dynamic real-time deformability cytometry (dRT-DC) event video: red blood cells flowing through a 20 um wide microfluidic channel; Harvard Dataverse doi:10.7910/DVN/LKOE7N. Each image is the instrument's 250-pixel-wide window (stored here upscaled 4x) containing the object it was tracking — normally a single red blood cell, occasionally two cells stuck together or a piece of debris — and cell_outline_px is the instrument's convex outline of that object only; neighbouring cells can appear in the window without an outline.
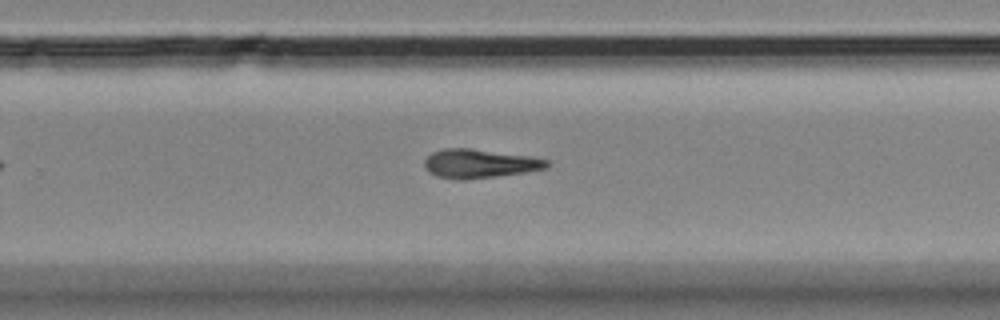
{"species": "Egyptian fruit bat (a non-hibernating species)", "species_latin": "Rousettus aegyptiacus", "temperature_condition": "room temperature", "stored_images_in_passage": 12, "camera_frame_rate_fps": 3000, "um_per_image_px": 0.085, "animal": {"sex": "female"}, "frame": {"image": 1, "passage_image": 12, "time_ms": 13.667, "image_size_px": [1000, 320], "cell_outline_px": [[548, 168], [524, 172], [496, 176], [464, 180], [456, 180], [436, 176], [428, 172], [424, 168], [424, 160], [432, 152], [444, 148], [472, 148], [528, 156], [548, 160]], "centroid_in_image_um": [40.7, 13.91], "position_along_channel_um": 289.1, "area_um2": 20.63}}